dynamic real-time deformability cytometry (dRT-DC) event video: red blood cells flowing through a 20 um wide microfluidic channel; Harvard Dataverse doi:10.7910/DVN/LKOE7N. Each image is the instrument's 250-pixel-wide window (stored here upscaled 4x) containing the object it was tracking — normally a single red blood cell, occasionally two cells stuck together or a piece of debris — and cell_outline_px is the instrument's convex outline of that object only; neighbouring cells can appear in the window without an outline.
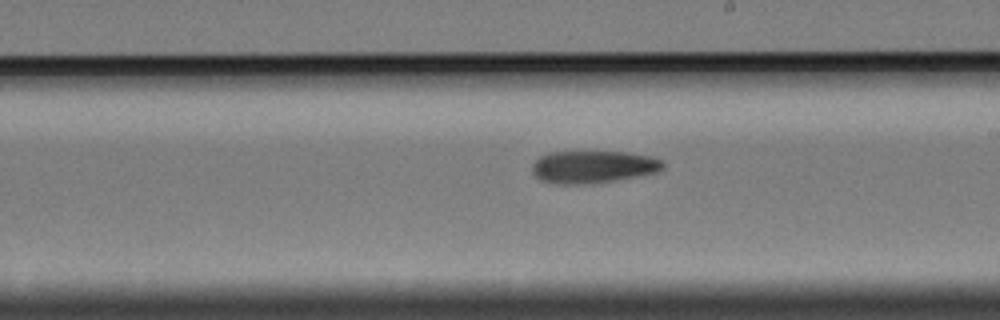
{"species": "Egyptian fruit bat (a non-hibernating species)", "species_latin": "Rousettus aegyptiacus", "temperature_condition": "cold", "stored_images_in_passage": 10, "camera_frame_rate_fps": 3000, "um_per_image_px": 0.085, "animal": {"sex": "female"}, "frame": {"image": 1, "passage_image": 10, "time_ms": 12.0, "image_size_px": [1000, 320], "cell_outline_px": [[664, 168], [656, 172], [612, 180], [540, 180], [532, 172], [532, 164], [540, 156], [548, 152], [628, 152], [652, 156], [664, 160]], "centroid_in_image_um": [50.51, 14.09], "position_along_channel_um": 238.5, "area_um2": 23.18}}